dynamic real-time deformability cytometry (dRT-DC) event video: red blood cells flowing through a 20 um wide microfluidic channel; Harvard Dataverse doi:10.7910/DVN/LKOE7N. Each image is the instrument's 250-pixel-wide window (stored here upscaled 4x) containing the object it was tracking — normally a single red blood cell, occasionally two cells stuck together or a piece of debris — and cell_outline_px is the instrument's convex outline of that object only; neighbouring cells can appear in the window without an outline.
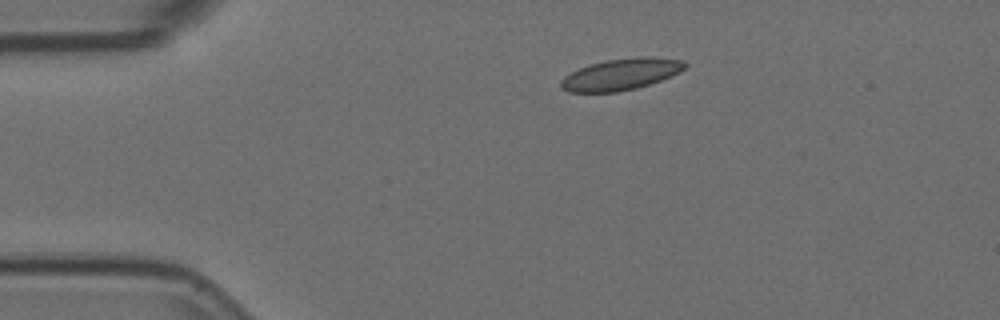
{"species": "Egyptian fruit bat (a non-hibernating species)", "species_latin": "Rousettus aegyptiacus", "temperature_condition": "room temperature", "stored_images_in_passage": 2, "camera_frame_rate_fps": 3000, "um_per_image_px": 0.085, "animal": {"sex": "female"}, "frame": {"image": 1, "passage_image": 2, "time_ms": 0.333, "image_size_px": [1000, 320], "cell_outline_px": [[688, 64], [680, 72], [660, 80], [636, 88], [616, 92], [568, 92], [560, 88], [560, 80], [564, 76], [580, 68], [592, 64], [608, 60], [644, 56], [684, 60]], "centroid_in_image_um": [52.77, 6.32], "position_along_channel_um": 32.2, "area_um2": 22.48}}